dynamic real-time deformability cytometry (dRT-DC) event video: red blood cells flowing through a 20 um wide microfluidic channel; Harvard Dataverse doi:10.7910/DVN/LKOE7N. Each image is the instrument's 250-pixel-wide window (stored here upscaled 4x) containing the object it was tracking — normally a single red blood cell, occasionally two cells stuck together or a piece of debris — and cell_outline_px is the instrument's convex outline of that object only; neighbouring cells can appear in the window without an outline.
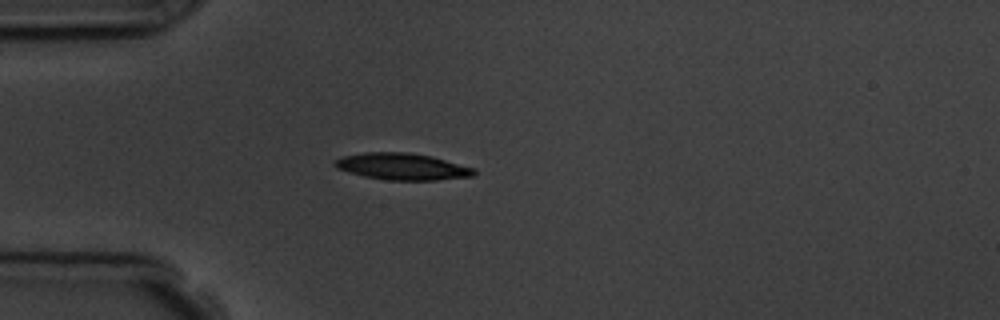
{"species": "common noctule bat (a hibernating species)", "species_latin": "Nyctalus noctula", "temperature_condition": "room temperature", "stored_images_in_passage": 4, "camera_frame_rate_fps": 3000, "um_per_image_px": 0.085, "animal": {"sex": "male", "body_mass_g": 19.5, "forearm_length_mm": 54.6}, "frame": {"image": 1, "passage_image": 3, "time_ms": 2.667, "image_size_px": [1000, 320], "cell_outline_px": [[476, 176], [436, 180], [388, 180], [364, 176], [348, 172], [336, 168], [332, 164], [340, 156], [364, 152], [408, 152], [432, 156], [476, 168]], "centroid_in_image_um": [34.2, 14.15], "position_along_channel_um": 50.8, "area_um2": 21.91}}